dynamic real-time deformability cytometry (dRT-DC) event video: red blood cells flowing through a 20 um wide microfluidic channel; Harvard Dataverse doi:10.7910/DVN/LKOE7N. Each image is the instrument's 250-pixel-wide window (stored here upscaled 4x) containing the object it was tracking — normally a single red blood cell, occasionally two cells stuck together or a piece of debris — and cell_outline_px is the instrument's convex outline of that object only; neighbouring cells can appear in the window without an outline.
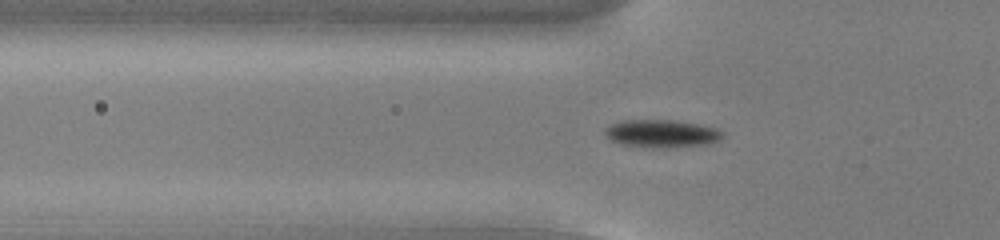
{"species": "common noctule bat (a hibernating species)", "species_latin": "Nyctalus noctula", "temperature_condition": "cold", "stored_images_in_passage": 55, "camera_frame_rate_fps": 3000, "um_per_image_px": 0.085, "animal": {"sex": "male", "body_mass_g": 13.0, "forearm_length_mm": 53.1}, "frame": {"image": 1, "passage_image": 19, "time_ms": 6.0, "image_size_px": [1000, 240], "cell_outline_px": [[724, 136], [720, 140], [704, 144], [676, 148], [652, 148], [620, 144], [612, 140], [604, 132], [604, 128], [612, 124], [624, 120], [676, 120], [700, 124], [716, 128], [724, 132]], "centroid_in_image_um": [56.28, 11.36], "position_along_channel_um": 69.5, "area_um2": 19.25}}
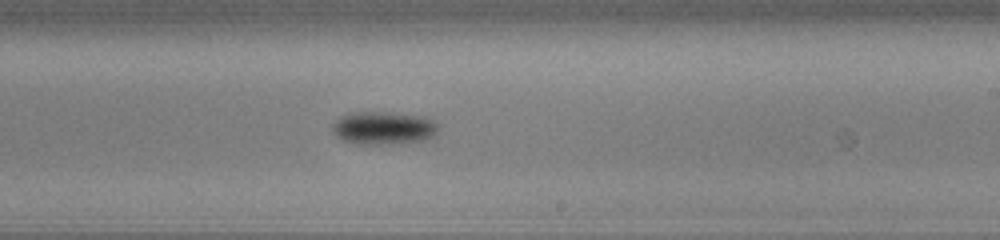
{"frame": {"image": 2, "passage_image": 34, "time_ms": 11.0, "image_size_px": [1000, 240], "cell_outline_px": [[436, 132], [432, 136], [424, 140], [392, 144], [352, 144], [336, 136], [332, 132], [332, 124], [340, 116], [348, 112], [392, 112], [424, 116], [432, 120], [436, 124]], "centroid_in_image_um": [32.53, 10.87], "position_along_channel_um": 256.5, "area_um2": 20.52}}
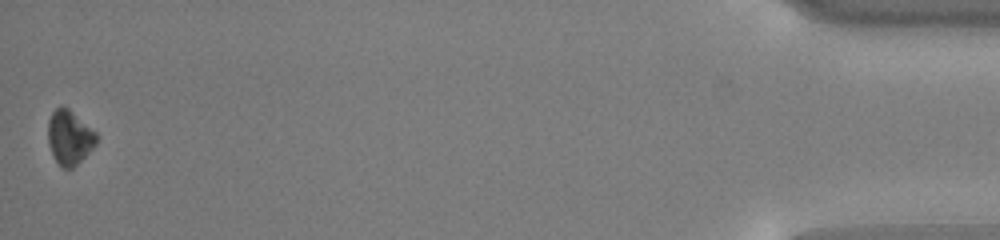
{"frame": {"image": 3, "passage_image": 55, "time_ms": 18.0, "image_size_px": [1000, 240], "cell_outline_px": [[96, 144], [72, 168], [60, 168], [48, 144], [48, 120], [52, 112], [60, 104], [68, 108], [96, 132]], "centroid_in_image_um": [5.87, 11.66], "position_along_channel_um": 429.3, "area_um2": 15.14}, "authors_computed_cell_mechanics": {"area_um2": 17.5134, "velocity_mm_per_s": 3.7536, "shape_relaxation_time_tau1_ms": 2.0232, "shape_relaxation_time_tau2_ms": null, "deformation_change_tau1": 0.0841, "deformation_change_tau2": null}}